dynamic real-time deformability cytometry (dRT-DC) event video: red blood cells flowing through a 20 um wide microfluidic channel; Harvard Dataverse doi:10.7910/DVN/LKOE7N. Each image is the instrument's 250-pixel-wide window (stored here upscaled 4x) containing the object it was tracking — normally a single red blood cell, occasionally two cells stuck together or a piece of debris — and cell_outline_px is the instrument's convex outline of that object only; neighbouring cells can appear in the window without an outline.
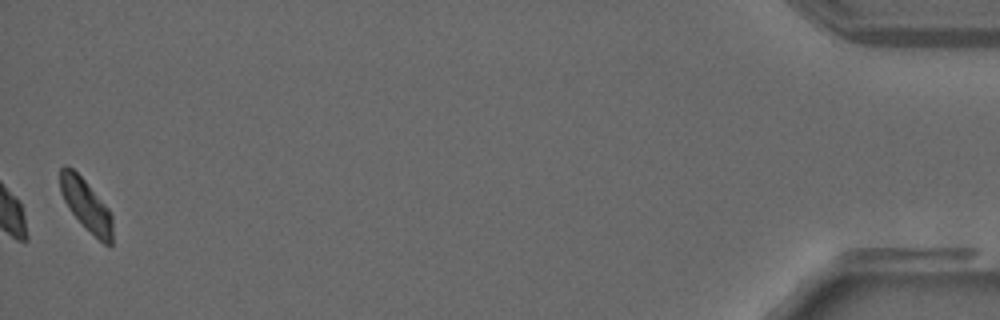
{"species": "common noctule bat (a hibernating species)", "species_latin": "Nyctalus noctula", "temperature_condition": "warm", "stored_images_in_passage": 27, "camera_frame_rate_fps": 3000, "um_per_image_px": 0.085, "animal": {"sex": "male", "forearm_length_mm": 52.5}, "frame": {"image": 1, "passage_image": 27, "time_ms": 8.667, "image_size_px": [1000, 320], "cell_outline_px": [[112, 244], [104, 244], [68, 208], [60, 192], [60, 168], [64, 164], [72, 168], [84, 180], [108, 208], [112, 216]], "centroid_in_image_um": [7.3, 17.38], "position_along_channel_um": 427.9, "area_um2": 15.2}}